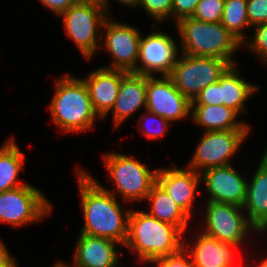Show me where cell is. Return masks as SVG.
<instances>
[{
    "label": "cell",
    "mask_w": 267,
    "mask_h": 267,
    "mask_svg": "<svg viewBox=\"0 0 267 267\" xmlns=\"http://www.w3.org/2000/svg\"><path fill=\"white\" fill-rule=\"evenodd\" d=\"M77 185L81 195L84 225L79 233L108 238L124 246L127 238L128 217L131 208L120 207L116 196L82 166L76 168Z\"/></svg>",
    "instance_id": "1"
},
{
    "label": "cell",
    "mask_w": 267,
    "mask_h": 267,
    "mask_svg": "<svg viewBox=\"0 0 267 267\" xmlns=\"http://www.w3.org/2000/svg\"><path fill=\"white\" fill-rule=\"evenodd\" d=\"M185 234L175 225L162 222L146 211L130 210L124 248L136 254L137 262L150 265L158 258L175 254L184 246Z\"/></svg>",
    "instance_id": "2"
},
{
    "label": "cell",
    "mask_w": 267,
    "mask_h": 267,
    "mask_svg": "<svg viewBox=\"0 0 267 267\" xmlns=\"http://www.w3.org/2000/svg\"><path fill=\"white\" fill-rule=\"evenodd\" d=\"M54 82L55 90L49 105L53 124L63 133H85L93 129L100 117L92 106L83 79L64 74Z\"/></svg>",
    "instance_id": "3"
},
{
    "label": "cell",
    "mask_w": 267,
    "mask_h": 267,
    "mask_svg": "<svg viewBox=\"0 0 267 267\" xmlns=\"http://www.w3.org/2000/svg\"><path fill=\"white\" fill-rule=\"evenodd\" d=\"M180 52L189 56L216 57L235 65L234 54L242 43L221 22H205L186 17L176 24Z\"/></svg>",
    "instance_id": "4"
},
{
    "label": "cell",
    "mask_w": 267,
    "mask_h": 267,
    "mask_svg": "<svg viewBox=\"0 0 267 267\" xmlns=\"http://www.w3.org/2000/svg\"><path fill=\"white\" fill-rule=\"evenodd\" d=\"M102 157L109 180L115 186V190L107 189L104 185L101 186L114 196L119 194L122 202L144 201L156 183L158 168L150 169L137 157L130 154L125 155V153L106 152Z\"/></svg>",
    "instance_id": "5"
},
{
    "label": "cell",
    "mask_w": 267,
    "mask_h": 267,
    "mask_svg": "<svg viewBox=\"0 0 267 267\" xmlns=\"http://www.w3.org/2000/svg\"><path fill=\"white\" fill-rule=\"evenodd\" d=\"M66 36L85 60H92L101 46L102 27L109 17L101 0H78L60 16Z\"/></svg>",
    "instance_id": "6"
},
{
    "label": "cell",
    "mask_w": 267,
    "mask_h": 267,
    "mask_svg": "<svg viewBox=\"0 0 267 267\" xmlns=\"http://www.w3.org/2000/svg\"><path fill=\"white\" fill-rule=\"evenodd\" d=\"M231 66L223 59L179 54L170 75L175 87L192 102L205 87L219 81Z\"/></svg>",
    "instance_id": "7"
},
{
    "label": "cell",
    "mask_w": 267,
    "mask_h": 267,
    "mask_svg": "<svg viewBox=\"0 0 267 267\" xmlns=\"http://www.w3.org/2000/svg\"><path fill=\"white\" fill-rule=\"evenodd\" d=\"M52 211L53 203L32 184L0 192V222L15 229L41 222Z\"/></svg>",
    "instance_id": "8"
},
{
    "label": "cell",
    "mask_w": 267,
    "mask_h": 267,
    "mask_svg": "<svg viewBox=\"0 0 267 267\" xmlns=\"http://www.w3.org/2000/svg\"><path fill=\"white\" fill-rule=\"evenodd\" d=\"M203 230H198L207 236L217 239L223 243L238 245L246 242L249 232L256 233L257 230L249 223L247 215L242 207L233 204L206 201Z\"/></svg>",
    "instance_id": "9"
},
{
    "label": "cell",
    "mask_w": 267,
    "mask_h": 267,
    "mask_svg": "<svg viewBox=\"0 0 267 267\" xmlns=\"http://www.w3.org/2000/svg\"><path fill=\"white\" fill-rule=\"evenodd\" d=\"M251 130H217L202 133L187 167L198 173L227 166L249 137Z\"/></svg>",
    "instance_id": "10"
},
{
    "label": "cell",
    "mask_w": 267,
    "mask_h": 267,
    "mask_svg": "<svg viewBox=\"0 0 267 267\" xmlns=\"http://www.w3.org/2000/svg\"><path fill=\"white\" fill-rule=\"evenodd\" d=\"M152 30L145 37L141 34L137 64L132 73L148 77L169 76L180 54L179 44L169 33L155 27Z\"/></svg>",
    "instance_id": "11"
},
{
    "label": "cell",
    "mask_w": 267,
    "mask_h": 267,
    "mask_svg": "<svg viewBox=\"0 0 267 267\" xmlns=\"http://www.w3.org/2000/svg\"><path fill=\"white\" fill-rule=\"evenodd\" d=\"M139 28L127 23H118L109 16L102 27L100 49L106 50L113 60L107 69L133 72L136 68L141 38Z\"/></svg>",
    "instance_id": "12"
},
{
    "label": "cell",
    "mask_w": 267,
    "mask_h": 267,
    "mask_svg": "<svg viewBox=\"0 0 267 267\" xmlns=\"http://www.w3.org/2000/svg\"><path fill=\"white\" fill-rule=\"evenodd\" d=\"M146 110L173 123L190 116L191 102L168 76H147Z\"/></svg>",
    "instance_id": "13"
},
{
    "label": "cell",
    "mask_w": 267,
    "mask_h": 267,
    "mask_svg": "<svg viewBox=\"0 0 267 267\" xmlns=\"http://www.w3.org/2000/svg\"><path fill=\"white\" fill-rule=\"evenodd\" d=\"M200 175L207 193V201L243 207L248 179L244 178L232 164L206 169Z\"/></svg>",
    "instance_id": "14"
},
{
    "label": "cell",
    "mask_w": 267,
    "mask_h": 267,
    "mask_svg": "<svg viewBox=\"0 0 267 267\" xmlns=\"http://www.w3.org/2000/svg\"><path fill=\"white\" fill-rule=\"evenodd\" d=\"M156 182L192 219L197 192L202 185L200 173L187 166L178 168L173 163V167L158 168Z\"/></svg>",
    "instance_id": "15"
},
{
    "label": "cell",
    "mask_w": 267,
    "mask_h": 267,
    "mask_svg": "<svg viewBox=\"0 0 267 267\" xmlns=\"http://www.w3.org/2000/svg\"><path fill=\"white\" fill-rule=\"evenodd\" d=\"M70 267H120L121 244L98 236L79 233ZM118 248V249H117Z\"/></svg>",
    "instance_id": "16"
},
{
    "label": "cell",
    "mask_w": 267,
    "mask_h": 267,
    "mask_svg": "<svg viewBox=\"0 0 267 267\" xmlns=\"http://www.w3.org/2000/svg\"><path fill=\"white\" fill-rule=\"evenodd\" d=\"M127 73L123 70L99 67L82 78L88 88L92 106L100 119L109 116L115 104L121 80Z\"/></svg>",
    "instance_id": "17"
},
{
    "label": "cell",
    "mask_w": 267,
    "mask_h": 267,
    "mask_svg": "<svg viewBox=\"0 0 267 267\" xmlns=\"http://www.w3.org/2000/svg\"><path fill=\"white\" fill-rule=\"evenodd\" d=\"M193 242V243H192ZM190 244L184 242V249L190 254L194 267H235L240 246L223 243L200 231ZM189 247V248H188ZM236 257V258H235Z\"/></svg>",
    "instance_id": "18"
},
{
    "label": "cell",
    "mask_w": 267,
    "mask_h": 267,
    "mask_svg": "<svg viewBox=\"0 0 267 267\" xmlns=\"http://www.w3.org/2000/svg\"><path fill=\"white\" fill-rule=\"evenodd\" d=\"M242 208L259 235L267 233V147L251 180L247 181L246 199Z\"/></svg>",
    "instance_id": "19"
},
{
    "label": "cell",
    "mask_w": 267,
    "mask_h": 267,
    "mask_svg": "<svg viewBox=\"0 0 267 267\" xmlns=\"http://www.w3.org/2000/svg\"><path fill=\"white\" fill-rule=\"evenodd\" d=\"M146 85L145 75L128 72L122 78L115 104L110 111L114 129L142 107L146 110Z\"/></svg>",
    "instance_id": "20"
},
{
    "label": "cell",
    "mask_w": 267,
    "mask_h": 267,
    "mask_svg": "<svg viewBox=\"0 0 267 267\" xmlns=\"http://www.w3.org/2000/svg\"><path fill=\"white\" fill-rule=\"evenodd\" d=\"M191 118L194 125H200L206 131L217 130H251L239 114L225 105H191ZM238 117V118H237Z\"/></svg>",
    "instance_id": "21"
},
{
    "label": "cell",
    "mask_w": 267,
    "mask_h": 267,
    "mask_svg": "<svg viewBox=\"0 0 267 267\" xmlns=\"http://www.w3.org/2000/svg\"><path fill=\"white\" fill-rule=\"evenodd\" d=\"M236 65H231L220 77V105H225L240 115L248 112L245 102L260 88L246 81Z\"/></svg>",
    "instance_id": "22"
},
{
    "label": "cell",
    "mask_w": 267,
    "mask_h": 267,
    "mask_svg": "<svg viewBox=\"0 0 267 267\" xmlns=\"http://www.w3.org/2000/svg\"><path fill=\"white\" fill-rule=\"evenodd\" d=\"M145 202L149 203L146 212L156 219L177 226L184 234L188 232L192 220L183 209L168 195V193L156 182Z\"/></svg>",
    "instance_id": "23"
},
{
    "label": "cell",
    "mask_w": 267,
    "mask_h": 267,
    "mask_svg": "<svg viewBox=\"0 0 267 267\" xmlns=\"http://www.w3.org/2000/svg\"><path fill=\"white\" fill-rule=\"evenodd\" d=\"M25 156L14 137L6 138L0 146V192L18 188L27 183L19 180L24 169Z\"/></svg>",
    "instance_id": "24"
},
{
    "label": "cell",
    "mask_w": 267,
    "mask_h": 267,
    "mask_svg": "<svg viewBox=\"0 0 267 267\" xmlns=\"http://www.w3.org/2000/svg\"><path fill=\"white\" fill-rule=\"evenodd\" d=\"M221 24L241 43L247 40L245 29H250L247 0H225Z\"/></svg>",
    "instance_id": "25"
},
{
    "label": "cell",
    "mask_w": 267,
    "mask_h": 267,
    "mask_svg": "<svg viewBox=\"0 0 267 267\" xmlns=\"http://www.w3.org/2000/svg\"><path fill=\"white\" fill-rule=\"evenodd\" d=\"M140 118L138 119V130L140 133L148 139H158L165 136L169 124L168 120L156 115L155 113L144 110Z\"/></svg>",
    "instance_id": "26"
},
{
    "label": "cell",
    "mask_w": 267,
    "mask_h": 267,
    "mask_svg": "<svg viewBox=\"0 0 267 267\" xmlns=\"http://www.w3.org/2000/svg\"><path fill=\"white\" fill-rule=\"evenodd\" d=\"M253 37L248 36V40L242 43V47L248 48L254 55H257L258 60L267 66V23L259 24L253 27Z\"/></svg>",
    "instance_id": "27"
},
{
    "label": "cell",
    "mask_w": 267,
    "mask_h": 267,
    "mask_svg": "<svg viewBox=\"0 0 267 267\" xmlns=\"http://www.w3.org/2000/svg\"><path fill=\"white\" fill-rule=\"evenodd\" d=\"M138 7H141L155 24L172 20V0H139Z\"/></svg>",
    "instance_id": "28"
},
{
    "label": "cell",
    "mask_w": 267,
    "mask_h": 267,
    "mask_svg": "<svg viewBox=\"0 0 267 267\" xmlns=\"http://www.w3.org/2000/svg\"><path fill=\"white\" fill-rule=\"evenodd\" d=\"M225 0H200L191 16L205 22H221Z\"/></svg>",
    "instance_id": "29"
},
{
    "label": "cell",
    "mask_w": 267,
    "mask_h": 267,
    "mask_svg": "<svg viewBox=\"0 0 267 267\" xmlns=\"http://www.w3.org/2000/svg\"><path fill=\"white\" fill-rule=\"evenodd\" d=\"M152 265L154 266L151 267H194L191 256L184 247L175 254L156 259Z\"/></svg>",
    "instance_id": "30"
},
{
    "label": "cell",
    "mask_w": 267,
    "mask_h": 267,
    "mask_svg": "<svg viewBox=\"0 0 267 267\" xmlns=\"http://www.w3.org/2000/svg\"><path fill=\"white\" fill-rule=\"evenodd\" d=\"M250 27L267 23V0H247Z\"/></svg>",
    "instance_id": "31"
},
{
    "label": "cell",
    "mask_w": 267,
    "mask_h": 267,
    "mask_svg": "<svg viewBox=\"0 0 267 267\" xmlns=\"http://www.w3.org/2000/svg\"><path fill=\"white\" fill-rule=\"evenodd\" d=\"M191 105H220V79L201 90Z\"/></svg>",
    "instance_id": "32"
},
{
    "label": "cell",
    "mask_w": 267,
    "mask_h": 267,
    "mask_svg": "<svg viewBox=\"0 0 267 267\" xmlns=\"http://www.w3.org/2000/svg\"><path fill=\"white\" fill-rule=\"evenodd\" d=\"M200 0H172V19L173 24L179 20L191 17L195 11L196 5Z\"/></svg>",
    "instance_id": "33"
},
{
    "label": "cell",
    "mask_w": 267,
    "mask_h": 267,
    "mask_svg": "<svg viewBox=\"0 0 267 267\" xmlns=\"http://www.w3.org/2000/svg\"><path fill=\"white\" fill-rule=\"evenodd\" d=\"M46 9L56 16H60L78 0H38Z\"/></svg>",
    "instance_id": "34"
},
{
    "label": "cell",
    "mask_w": 267,
    "mask_h": 267,
    "mask_svg": "<svg viewBox=\"0 0 267 267\" xmlns=\"http://www.w3.org/2000/svg\"><path fill=\"white\" fill-rule=\"evenodd\" d=\"M102 1V4L104 6V9L106 10L108 16H111V12H110V8L108 7L109 4L111 5L110 3V0H101ZM118 3H120L123 7L124 6H127L129 7V9L132 7L133 9L134 8H138V3H139V0H117Z\"/></svg>",
    "instance_id": "35"
},
{
    "label": "cell",
    "mask_w": 267,
    "mask_h": 267,
    "mask_svg": "<svg viewBox=\"0 0 267 267\" xmlns=\"http://www.w3.org/2000/svg\"><path fill=\"white\" fill-rule=\"evenodd\" d=\"M12 258L13 255L9 252L8 247L0 239V266L7 264Z\"/></svg>",
    "instance_id": "36"
},
{
    "label": "cell",
    "mask_w": 267,
    "mask_h": 267,
    "mask_svg": "<svg viewBox=\"0 0 267 267\" xmlns=\"http://www.w3.org/2000/svg\"><path fill=\"white\" fill-rule=\"evenodd\" d=\"M252 266H256V267H267V256H265L263 259H259L258 263L255 265H252Z\"/></svg>",
    "instance_id": "37"
},
{
    "label": "cell",
    "mask_w": 267,
    "mask_h": 267,
    "mask_svg": "<svg viewBox=\"0 0 267 267\" xmlns=\"http://www.w3.org/2000/svg\"><path fill=\"white\" fill-rule=\"evenodd\" d=\"M0 267H18L17 261L15 260V257H13L7 264L2 265Z\"/></svg>",
    "instance_id": "38"
},
{
    "label": "cell",
    "mask_w": 267,
    "mask_h": 267,
    "mask_svg": "<svg viewBox=\"0 0 267 267\" xmlns=\"http://www.w3.org/2000/svg\"><path fill=\"white\" fill-rule=\"evenodd\" d=\"M52 267H70V266L66 262L59 260L53 263Z\"/></svg>",
    "instance_id": "39"
},
{
    "label": "cell",
    "mask_w": 267,
    "mask_h": 267,
    "mask_svg": "<svg viewBox=\"0 0 267 267\" xmlns=\"http://www.w3.org/2000/svg\"><path fill=\"white\" fill-rule=\"evenodd\" d=\"M249 265L252 267V265L249 263L247 266L249 267ZM246 265L244 267H247ZM235 267H243L242 264H239L238 266Z\"/></svg>",
    "instance_id": "40"
}]
</instances>
